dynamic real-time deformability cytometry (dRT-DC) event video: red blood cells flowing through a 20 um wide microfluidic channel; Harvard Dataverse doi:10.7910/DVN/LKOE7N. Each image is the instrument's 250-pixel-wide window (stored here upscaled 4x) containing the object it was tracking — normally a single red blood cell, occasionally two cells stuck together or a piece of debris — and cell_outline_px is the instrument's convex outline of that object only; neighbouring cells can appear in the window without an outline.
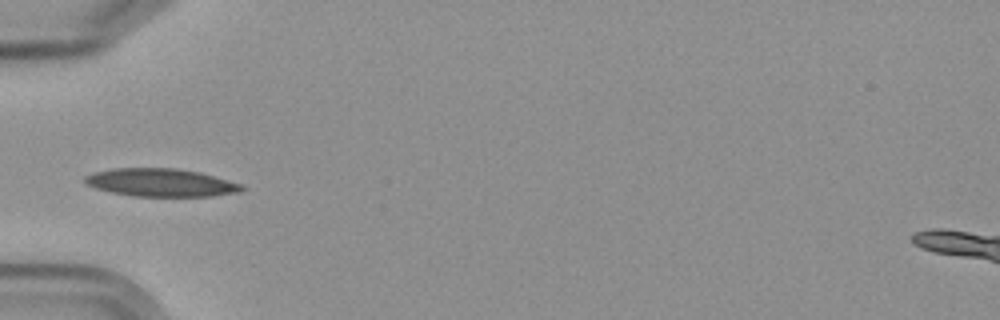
{"species": "Egyptian fruit bat (a non-hibernating species)", "species_latin": "Rousettus aegyptiacus", "temperature_condition": "cold", "stored_images_in_passage": 10, "camera_frame_rate_fps": 3000, "um_per_image_px": 0.085, "frame": {"image": 1, "passage_image": 4, "time_ms": 3.333, "image_size_px": [1000, 320], "cell_outline_px": [[244, 188], [240, 192], [212, 196], [132, 196], [112, 192], [96, 188], [84, 184], [84, 176], [92, 172], [112, 168], [176, 168], [200, 172], [244, 184]], "centroid_in_image_um": [13.67, 15.51], "position_along_channel_um": 71.3, "area_um2": 25.78}}
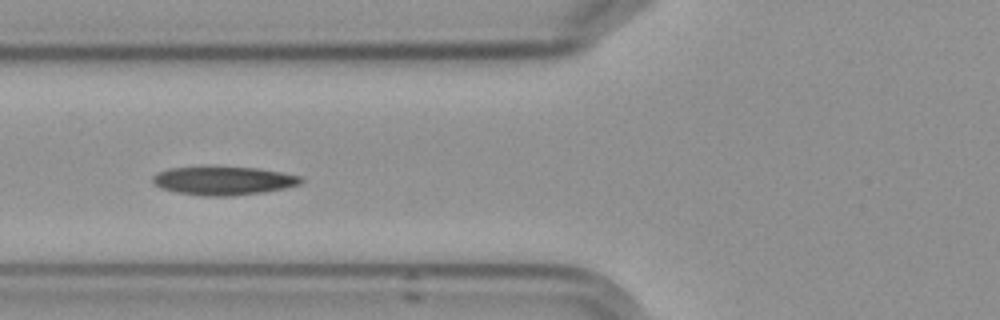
{"frame": {"image": 2, "passage_image": 5, "time_ms": 4.333, "image_size_px": [1000, 320], "cell_outline_px": [[304, 180], [300, 184], [284, 188], [264, 192], [232, 196], [204, 196], [176, 192], [160, 188], [152, 180], [152, 176], [156, 172], [168, 168], [256, 168], [280, 172], [300, 176]], "centroid_in_image_um": [18.98, 15.38], "position_along_channel_um": 106.8, "area_um2": 24.22}}
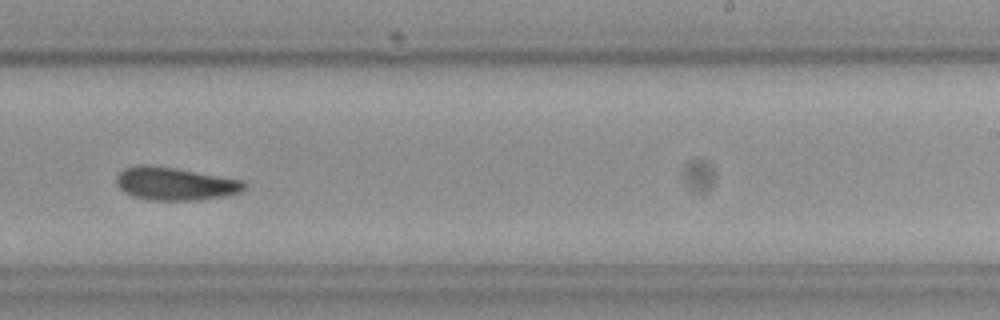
{"frame": {"image": 3, "passage_image": 9, "time_ms": 9.0, "image_size_px": [1000, 320], "cell_outline_px": [[248, 188], [244, 192], [228, 196], [200, 200], [152, 200], [132, 196], [124, 192], [116, 184], [116, 176], [124, 168], [136, 164], [144, 164], [176, 168], [244, 180], [248, 184]], "centroid_in_image_um": [14.94, 15.62], "position_along_channel_um": 274.1, "area_um2": 25.09}}